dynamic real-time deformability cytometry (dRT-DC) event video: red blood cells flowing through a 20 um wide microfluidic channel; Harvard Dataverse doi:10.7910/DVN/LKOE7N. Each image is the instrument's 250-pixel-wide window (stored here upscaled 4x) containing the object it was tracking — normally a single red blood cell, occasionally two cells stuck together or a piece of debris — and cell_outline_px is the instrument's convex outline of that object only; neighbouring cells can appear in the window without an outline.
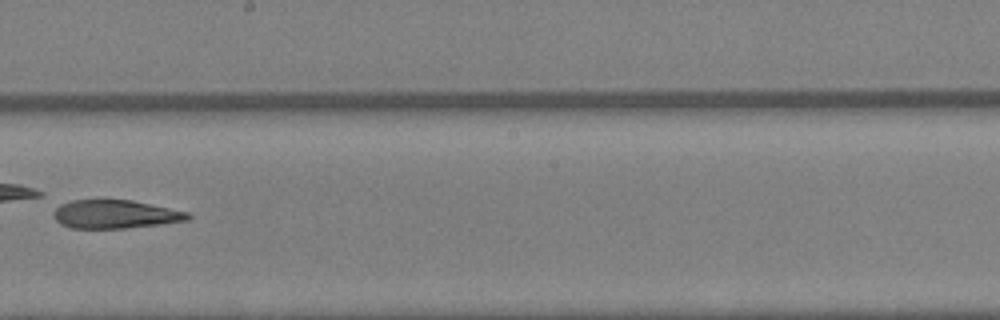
{"species": "Egyptian fruit bat (a non-hibernating species)", "species_latin": "Rousettus aegyptiacus", "temperature_condition": "warm", "stored_images_in_passage": 35, "camera_frame_rate_fps": 3000, "um_per_image_px": 0.085, "animal": {"sex": "female"}, "frame": {"image": 1, "passage_image": 20, "time_ms": 6.333, "image_size_px": [1000, 320], "cell_outline_px": [[192, 216], [188, 220], [160, 224], [124, 228], [72, 228], [60, 224], [52, 216], [52, 212], [60, 204], [72, 200], [132, 200], [188, 212]], "centroid_in_image_um": [9.76, 18.21], "position_along_channel_um": 238.4, "area_um2": 22.2}}